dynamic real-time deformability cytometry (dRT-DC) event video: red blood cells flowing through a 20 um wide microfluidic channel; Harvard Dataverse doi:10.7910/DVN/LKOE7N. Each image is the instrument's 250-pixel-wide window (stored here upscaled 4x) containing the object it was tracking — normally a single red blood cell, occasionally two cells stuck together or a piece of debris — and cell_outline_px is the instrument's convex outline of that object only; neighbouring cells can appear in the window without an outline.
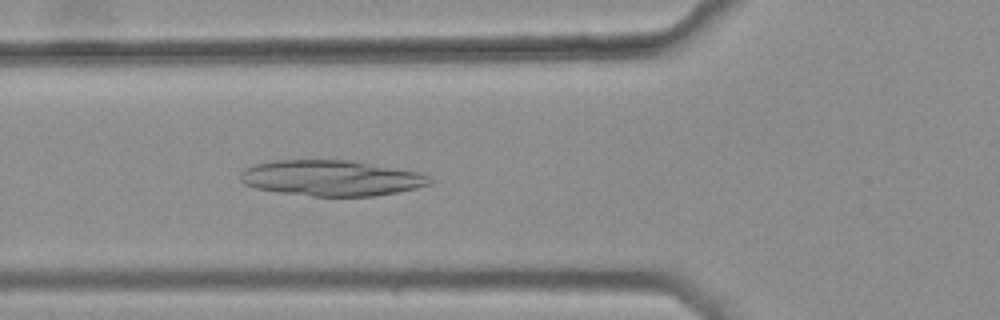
{"species": "common noctule bat (a hibernating species)", "species_latin": "Nyctalus noctula", "temperature_condition": "warm", "stored_images_in_passage": 45, "camera_frame_rate_fps": 3000, "um_per_image_px": 0.085, "animal": {"sex": "female", "body_mass_g": 25.1}, "frame": {"image": 1, "passage_image": 19, "time_ms": 6.0, "image_size_px": [1000, 320], "cell_outline_px": [[432, 180], [428, 184], [416, 188], [396, 192], [372, 196], [312, 196], [280, 192], [256, 188], [244, 184], [240, 180], [240, 172], [244, 168], [252, 164], [272, 160], [356, 160], [420, 172], [428, 176]], "centroid_in_image_um": [28.13, 15.11], "position_along_channel_um": 97.7, "area_um2": 39.65}}
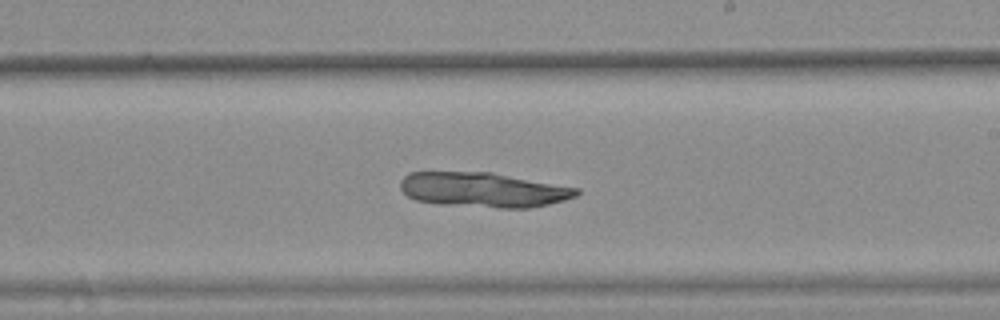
{"frame": {"image": 2, "passage_image": 31, "time_ms": 10.0, "image_size_px": [1000, 320], "cell_outline_px": [[580, 192], [576, 196], [564, 200], [532, 208], [500, 208], [440, 204], [416, 200], [408, 196], [400, 188], [400, 180], [408, 172], [492, 172], [580, 188]], "centroid_in_image_um": [41.09, 16.13], "position_along_channel_um": 247.9, "area_um2": 35.89}}
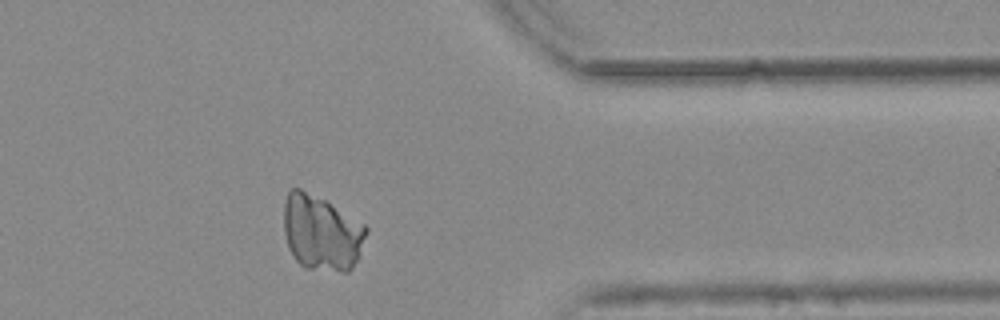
{"frame": {"image": 3, "passage_image": 43, "time_ms": 14.0, "image_size_px": [1000, 320], "cell_outline_px": [[368, 232], [360, 256], [352, 268], [348, 272], [344, 272], [304, 268], [296, 260], [288, 248], [284, 232], [284, 200], [288, 192], [292, 188], [300, 188], [324, 200], [364, 224], [368, 228]], "centroid_in_image_um": [27.33, 19.81], "position_along_channel_um": 384.1, "area_um2": 36.36}}